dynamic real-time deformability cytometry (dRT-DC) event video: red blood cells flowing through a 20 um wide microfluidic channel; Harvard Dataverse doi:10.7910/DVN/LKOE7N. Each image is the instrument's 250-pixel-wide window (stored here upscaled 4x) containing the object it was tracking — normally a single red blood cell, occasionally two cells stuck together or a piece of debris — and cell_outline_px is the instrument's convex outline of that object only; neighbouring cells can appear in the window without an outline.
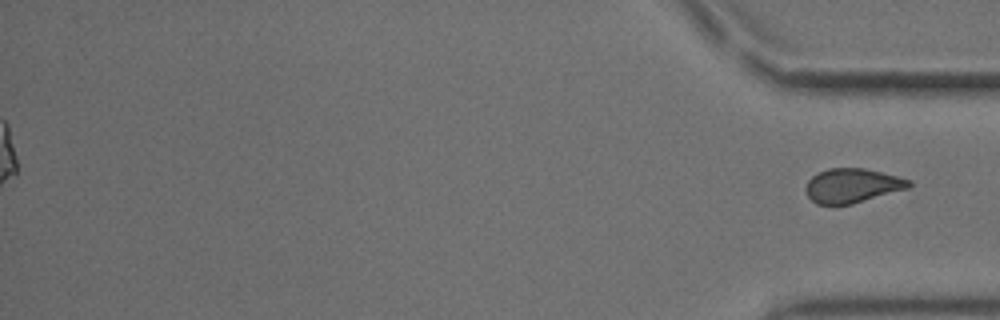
{"species": "common noctule bat (a hibernating species)", "species_latin": "Nyctalus noctula", "temperature_condition": "cold", "stored_images_in_passage": 56, "segment_of_instrument_passage": [2, 2], "camera_frame_rate_fps": 3000, "um_per_image_px": 0.085, "animal": {"sex": "male", "body_mass_g": 18.8}, "frame": {"image": 1, "passage_image": 56, "time_ms": 18.333, "image_size_px": [1000, 320], "cell_outline_px": [[912, 184], [908, 188], [852, 204], [836, 208], [816, 204], [808, 196], [804, 188], [808, 180], [816, 172], [828, 168], [864, 168], [912, 180]], "centroid_in_image_um": [72.37, 15.81], "position_along_channel_um": 362.8, "area_um2": 21.1}}